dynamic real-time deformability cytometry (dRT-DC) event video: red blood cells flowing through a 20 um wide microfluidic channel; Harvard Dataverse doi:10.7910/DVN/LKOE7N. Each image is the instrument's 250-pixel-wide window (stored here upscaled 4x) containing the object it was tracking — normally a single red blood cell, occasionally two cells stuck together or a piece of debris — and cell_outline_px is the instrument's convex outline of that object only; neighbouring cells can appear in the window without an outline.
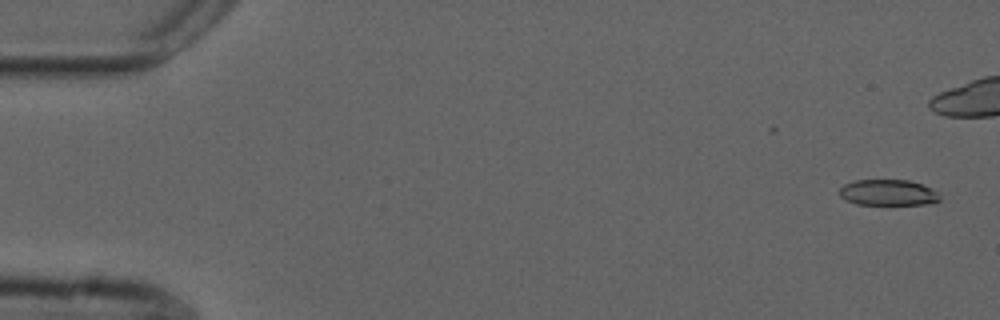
{"species": "common noctule bat (a hibernating species)", "species_latin": "Nyctalus noctula", "temperature_condition": "cold", "stored_images_in_passage": 43, "camera_frame_rate_fps": 3000, "um_per_image_px": 0.085, "animal": {"sex": "male", "forearm_length_mm": 52.5}, "frame": {"image": 1, "passage_image": 1, "time_ms": 0.0, "image_size_px": [1000, 320], "cell_outline_px": [[940, 200], [928, 204], [856, 204], [840, 196], [840, 188], [844, 184], [856, 180], [908, 180], [932, 188], [940, 196]], "centroid_in_image_um": [75.49, 16.36], "position_along_channel_um": 9.5, "area_um2": 14.97}}
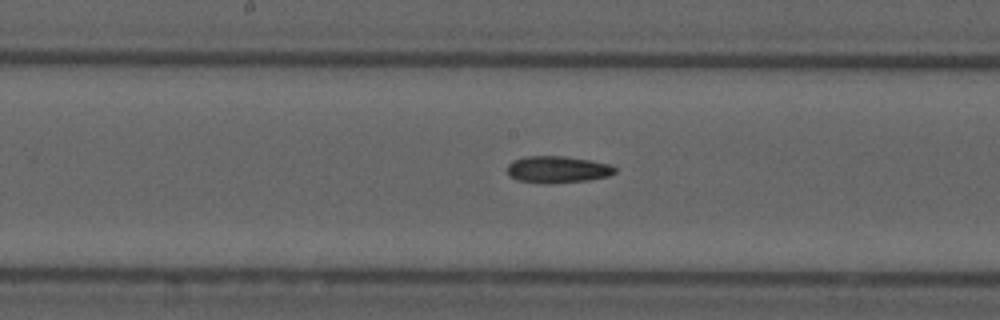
{"frame": {"image": 2, "passage_image": 27, "time_ms": 8.667, "image_size_px": [1000, 320], "cell_outline_px": [[616, 172], [608, 176], [588, 180], [552, 184], [548, 184], [516, 180], [508, 176], [508, 164], [516, 160], [528, 156], [564, 156], [592, 160], [612, 164], [616, 168]], "centroid_in_image_um": [47.42, 14.41], "position_along_channel_um": 200.8, "area_um2": 16.99}}
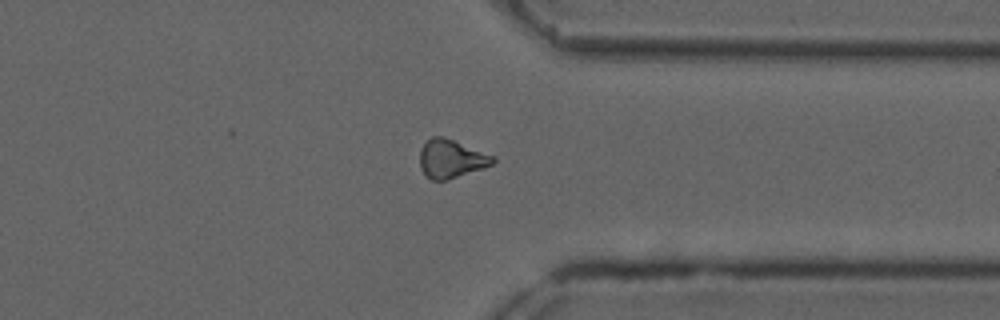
{"frame": {"image": 3, "passage_image": 41, "time_ms": 13.333, "image_size_px": [1000, 320], "cell_outline_px": [[496, 160], [492, 164], [484, 168], [448, 180], [432, 180], [420, 168], [420, 148], [432, 136], [444, 136], [496, 156]], "centroid_in_image_um": [38.38, 13.49], "position_along_channel_um": 373.0, "area_um2": 16.47}}